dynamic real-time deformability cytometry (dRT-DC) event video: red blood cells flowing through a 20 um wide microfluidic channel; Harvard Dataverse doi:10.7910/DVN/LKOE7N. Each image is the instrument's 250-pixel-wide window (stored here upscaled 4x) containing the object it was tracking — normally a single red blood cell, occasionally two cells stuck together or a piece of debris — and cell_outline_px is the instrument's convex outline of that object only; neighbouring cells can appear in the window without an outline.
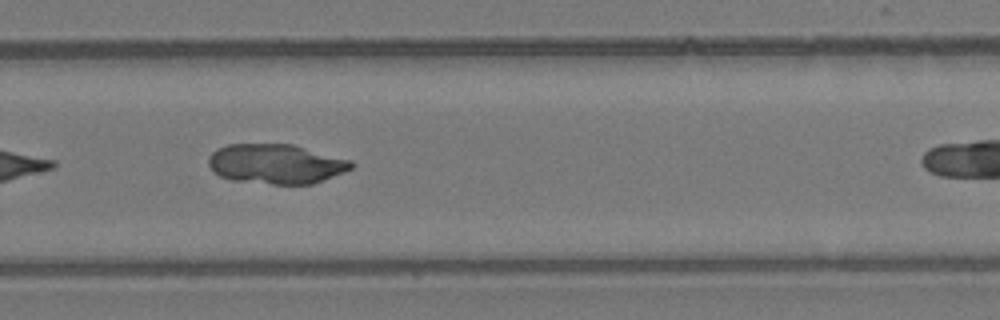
{"species": "common noctule bat (a hibernating species)", "species_latin": "Nyctalus noctula", "temperature_condition": "room temperature", "stored_images_in_passage": 11, "camera_frame_rate_fps": 3000, "um_per_image_px": 0.085, "animal": {"sex": "female", "body_mass_g": 24.6, "forearm_length_mm": 56.2}, "frame": {"image": 1, "passage_image": 7, "time_ms": 8.0, "image_size_px": [1000, 320], "cell_outline_px": [[356, 164], [352, 168], [344, 172], [312, 184], [272, 184], [232, 180], [220, 176], [208, 164], [208, 156], [216, 148], [228, 144], [292, 144], [352, 160]], "centroid_in_image_um": [23.47, 13.92], "position_along_channel_um": 306.3, "area_um2": 33.12}}
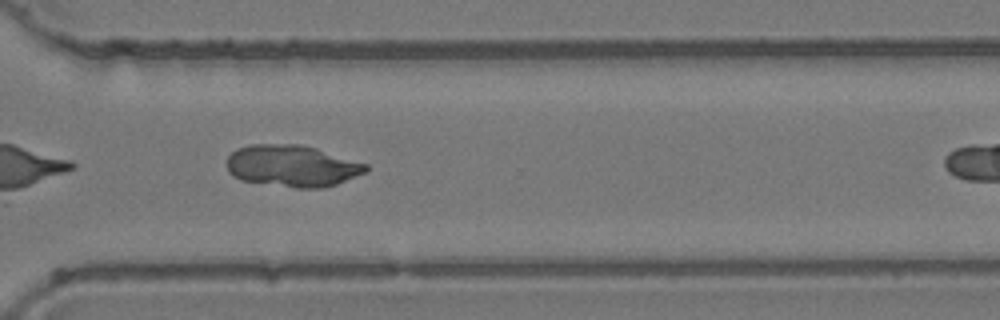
{"frame": {"image": 2, "passage_image": 8, "time_ms": 9.0, "image_size_px": [1000, 320], "cell_outline_px": [[368, 172], [336, 184], [324, 188], [296, 188], [240, 180], [232, 176], [228, 172], [228, 156], [236, 148], [252, 144], [300, 144], [316, 148], [368, 164]], "centroid_in_image_um": [24.84, 14.1], "position_along_channel_um": 345.8, "area_um2": 33.99}, "authors_computed_cell_mechanics": {"area_um2": 22.542, "velocity_mm_per_s": 3.9424, "shape_relaxation_time_tau1_ms": 1.6041, "shape_relaxation_time_tau2_ms": null, "deformation_change_tau1": 0.0537, "deformation_change_tau2": null}}